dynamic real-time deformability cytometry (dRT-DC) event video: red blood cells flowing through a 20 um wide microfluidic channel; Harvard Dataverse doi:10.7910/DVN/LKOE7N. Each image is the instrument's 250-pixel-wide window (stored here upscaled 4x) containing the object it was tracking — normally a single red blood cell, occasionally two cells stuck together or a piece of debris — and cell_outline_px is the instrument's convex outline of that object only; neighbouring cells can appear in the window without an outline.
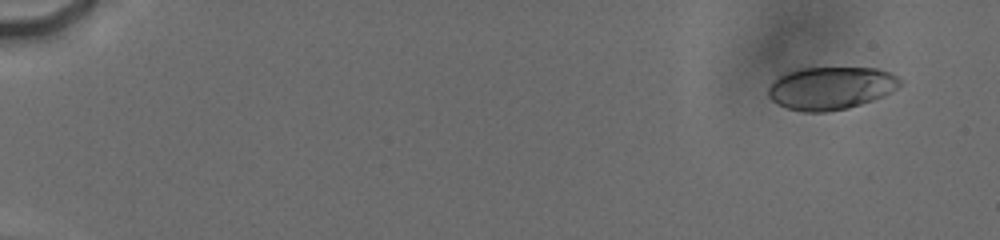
{"species": "human", "species_latin": "Homo sapiens", "temperature_condition": "cold", "stored_images_in_passage": 27, "camera_frame_rate_fps": 3000, "um_per_image_px": 0.085, "donor": {"sex": "male"}, "frame": {"image": 1, "passage_image": 2, "time_ms": 1.0, "image_size_px": [1000, 240], "cell_outline_px": [[904, 84], [892, 92], [884, 96], [848, 108], [824, 112], [800, 112], [788, 108], [772, 100], [768, 96], [768, 88], [780, 76], [788, 72], [800, 68], [876, 68], [892, 72]], "centroid_in_image_um": [70.67, 7.49], "position_along_channel_um": 14.3, "area_um2": 32.83}}
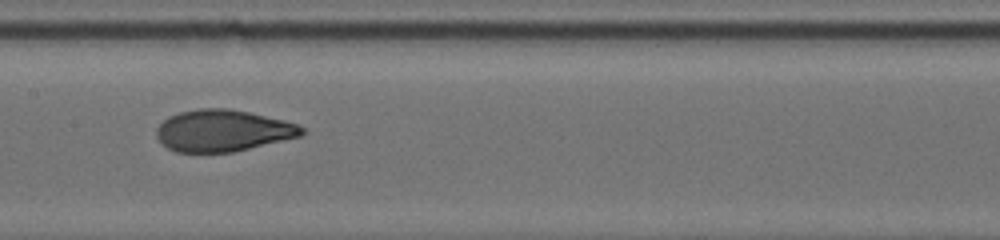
{"frame": {"image": 2, "passage_image": 19, "time_ms": 10.0, "image_size_px": [1000, 240], "cell_outline_px": [[304, 132], [300, 136], [232, 152], [176, 152], [168, 148], [156, 136], [156, 128], [168, 116], [180, 112], [200, 108], [228, 108], [248, 112], [284, 120], [296, 124], [304, 128]], "centroid_in_image_um": [18.91, 11.1], "position_along_channel_um": 188.5, "area_um2": 34.97}}
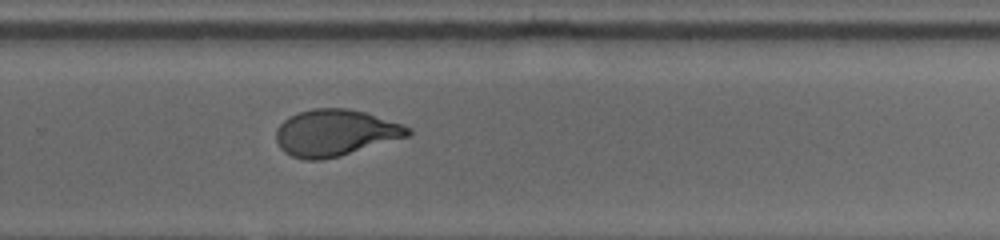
{"frame": {"image": 3, "passage_image": 27, "time_ms": 13.0, "image_size_px": [1000, 240], "cell_outline_px": [[412, 132], [408, 136], [340, 156], [320, 160], [304, 160], [292, 156], [284, 152], [280, 148], [276, 140], [276, 128], [288, 116], [300, 112], [316, 108], [348, 108], [364, 112], [404, 124], [412, 128]], "centroid_in_image_um": [28.48, 11.29], "position_along_channel_um": 301.3, "area_um2": 35.78}}